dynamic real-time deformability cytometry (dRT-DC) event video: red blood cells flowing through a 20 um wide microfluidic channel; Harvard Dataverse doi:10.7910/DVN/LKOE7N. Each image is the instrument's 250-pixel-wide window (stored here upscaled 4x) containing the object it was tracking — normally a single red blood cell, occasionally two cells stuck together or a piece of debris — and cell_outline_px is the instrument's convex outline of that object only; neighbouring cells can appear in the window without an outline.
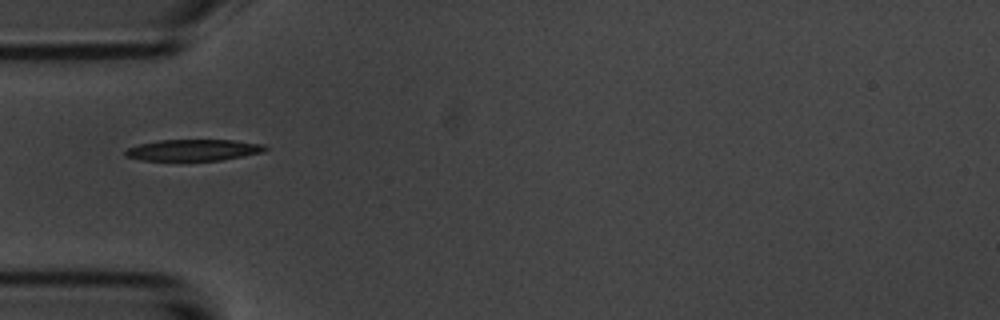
{"species": "common noctule bat (a hibernating species)", "species_latin": "Nyctalus noctula", "temperature_condition": "room temperature", "stored_images_in_passage": 9, "camera_frame_rate_fps": 3000, "um_per_image_px": 0.085, "animal": {"sex": "male", "body_mass_g": 20.1, "forearm_length_mm": 53.5}, "frame": {"image": 1, "passage_image": 1, "time_ms": 0.0, "image_size_px": [1000, 320], "cell_outline_px": [[268, 148], [264, 152], [220, 160], [140, 160], [124, 156], [124, 152], [128, 148], [140, 144], [160, 140], [232, 140], [264, 144]], "centroid_in_image_um": [16.44, 12.75], "position_along_channel_um": 68.6, "area_um2": 17.28}}
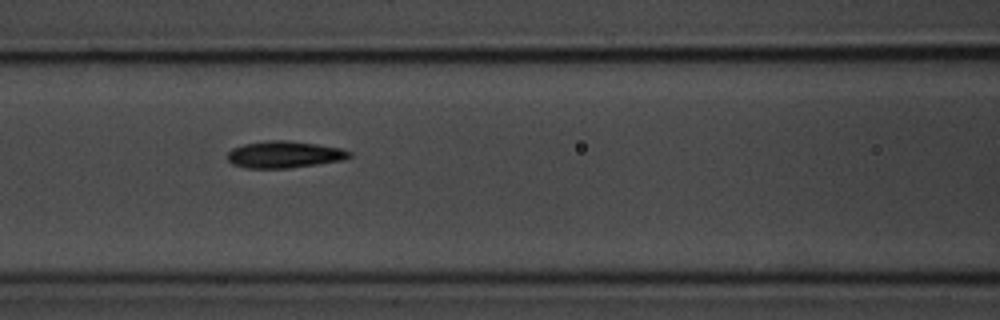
{"frame": {"image": 2, "passage_image": 3, "time_ms": 2.0, "image_size_px": [1000, 320], "cell_outline_px": [[352, 156], [344, 160], [288, 168], [244, 168], [232, 164], [228, 160], [228, 152], [232, 148], [244, 144], [268, 140], [288, 140], [316, 144], [340, 148], [352, 152]], "centroid_in_image_um": [24.16, 13.13], "position_along_channel_um": 142.4, "area_um2": 19.07}}
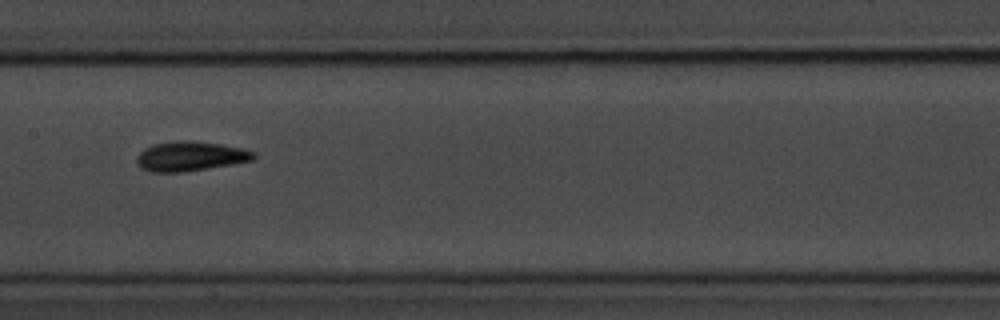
{"frame": {"image": 3, "passage_image": 4, "time_ms": 3.333, "image_size_px": [1000, 320], "cell_outline_px": [[256, 156], [252, 160], [232, 164], [184, 172], [152, 172], [144, 168], [136, 160], [136, 156], [144, 148], [152, 144], [180, 140], [188, 140], [220, 144], [244, 148], [256, 152]], "centroid_in_image_um": [16.2, 13.27], "position_along_channel_um": 191.2, "area_um2": 20.11}}